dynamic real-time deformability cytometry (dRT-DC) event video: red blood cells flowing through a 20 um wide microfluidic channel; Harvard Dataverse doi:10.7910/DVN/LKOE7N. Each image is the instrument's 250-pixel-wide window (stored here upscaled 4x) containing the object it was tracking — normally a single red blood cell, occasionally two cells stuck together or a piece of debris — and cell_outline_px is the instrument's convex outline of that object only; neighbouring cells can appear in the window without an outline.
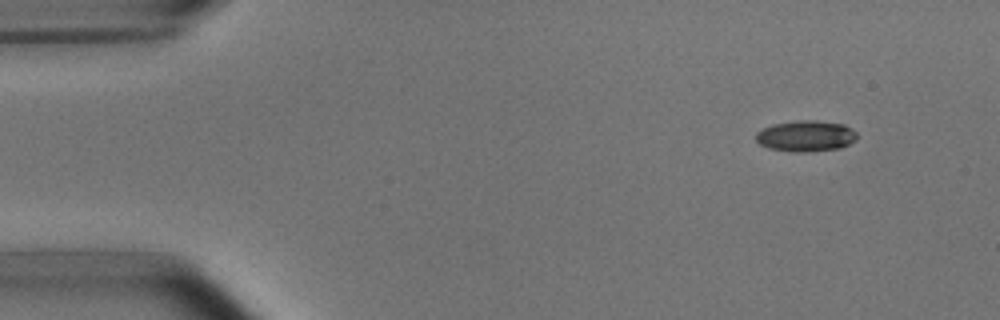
{"species": "common noctule bat (a hibernating species)", "species_latin": "Nyctalus noctula", "temperature_condition": "room temperature", "stored_images_in_passage": 4, "camera_frame_rate_fps": 3000, "um_per_image_px": 0.085, "animal": {"sex": "male", "body_mass_g": 15.6}, "frame": {"image": 1, "passage_image": 1, "time_ms": 0.0, "image_size_px": [1000, 320], "cell_outline_px": [[856, 140], [840, 148], [808, 152], [792, 152], [768, 148], [760, 144], [756, 140], [756, 132], [772, 124], [800, 120], [816, 120], [844, 124], [852, 128], [856, 132]], "centroid_in_image_um": [68.5, 11.56], "position_along_channel_um": 16.5, "area_um2": 18.38}}
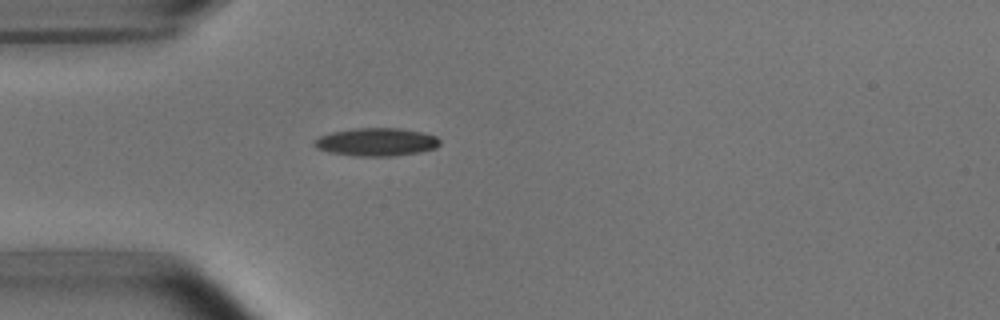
{"frame": {"image": 2, "passage_image": 4, "time_ms": 3.333, "image_size_px": [1000, 320], "cell_outline_px": [[440, 144], [436, 148], [420, 152], [396, 156], [352, 156], [328, 152], [316, 148], [312, 144], [320, 136], [332, 132], [352, 128], [400, 128], [424, 132], [436, 136], [440, 140]], "centroid_in_image_um": [32.01, 12.07], "position_along_channel_um": 53.0, "area_um2": 20.75}}